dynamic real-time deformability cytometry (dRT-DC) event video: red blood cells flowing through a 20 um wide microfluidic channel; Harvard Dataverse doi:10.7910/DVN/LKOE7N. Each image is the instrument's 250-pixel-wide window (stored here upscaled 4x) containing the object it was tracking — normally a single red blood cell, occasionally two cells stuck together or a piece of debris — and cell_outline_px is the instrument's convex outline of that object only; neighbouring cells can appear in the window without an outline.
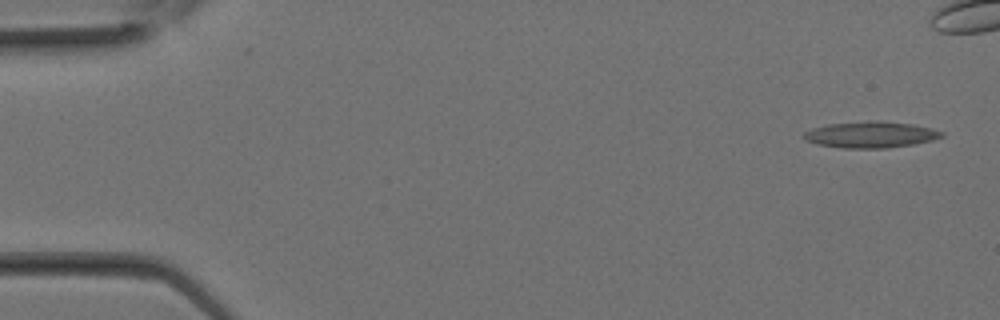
{"species": "Egyptian fruit bat (a non-hibernating species)", "species_latin": "Rousettus aegyptiacus", "temperature_condition": "room temperature", "stored_images_in_passage": 3, "camera_frame_rate_fps": 3000, "um_per_image_px": 0.085, "animal": {"sex": "female"}, "frame": {"image": 1, "passage_image": 1, "time_ms": 0.0, "image_size_px": [1000, 320], "cell_outline_px": [[944, 136], [932, 140], [912, 144], [884, 148], [840, 148], [816, 144], [804, 140], [800, 136], [804, 132], [812, 128], [828, 124], [872, 120], [876, 120], [912, 124], [932, 128], [944, 132]], "centroid_in_image_um": [73.96, 11.44], "position_along_channel_um": 11.0, "area_um2": 21.27}}